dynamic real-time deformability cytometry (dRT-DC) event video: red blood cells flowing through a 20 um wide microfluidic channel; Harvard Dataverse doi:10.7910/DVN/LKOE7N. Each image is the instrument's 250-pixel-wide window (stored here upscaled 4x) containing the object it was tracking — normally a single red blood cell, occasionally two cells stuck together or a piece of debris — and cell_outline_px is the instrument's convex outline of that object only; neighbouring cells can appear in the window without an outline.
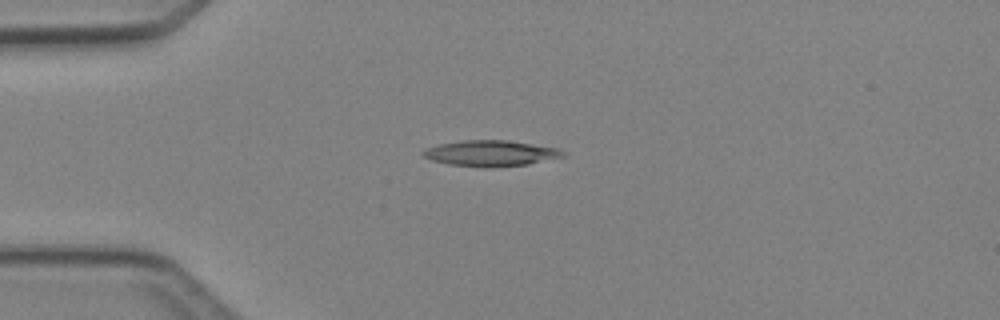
{"species": "Egyptian fruit bat (a non-hibernating species)", "species_latin": "Rousettus aegyptiacus", "temperature_condition": "cold", "stored_images_in_passage": 5, "camera_frame_rate_fps": 3000, "um_per_image_px": 0.085, "animal": {"sex": "female"}, "frame": {"image": 1, "passage_image": 4, "time_ms": 3.667, "image_size_px": [1000, 320], "cell_outline_px": [[568, 156], [528, 164], [492, 168], [488, 168], [448, 164], [432, 160], [424, 156], [420, 152], [428, 148], [440, 144], [460, 140], [508, 140], [560, 148]], "centroid_in_image_um": [41.77, 13.03], "position_along_channel_um": 43.2, "area_um2": 21.27}}